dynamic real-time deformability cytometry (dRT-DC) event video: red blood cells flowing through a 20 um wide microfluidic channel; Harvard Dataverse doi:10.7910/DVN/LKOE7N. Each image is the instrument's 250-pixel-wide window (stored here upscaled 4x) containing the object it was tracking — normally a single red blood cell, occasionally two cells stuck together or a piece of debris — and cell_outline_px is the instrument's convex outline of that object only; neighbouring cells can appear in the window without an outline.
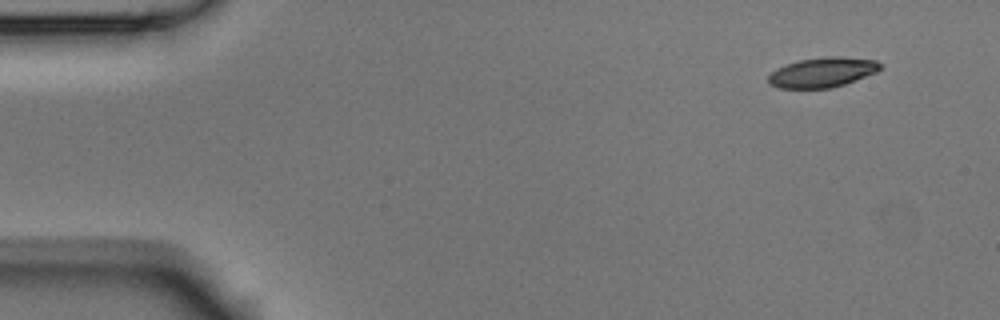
{"species": "Egyptian fruit bat (a non-hibernating species)", "species_latin": "Rousettus aegyptiacus", "temperature_condition": "room temperature", "stored_images_in_passage": 10, "camera_frame_rate_fps": 3000, "um_per_image_px": 0.085, "animal": {"sex": "male"}, "frame": {"image": 1, "passage_image": 1, "time_ms": 0.0, "image_size_px": [1000, 320], "cell_outline_px": [[884, 68], [876, 72], [844, 84], [832, 88], [780, 88], [768, 84], [768, 76], [776, 68], [800, 60], [828, 56], [840, 56], [876, 60], [884, 64]], "centroid_in_image_um": [69.94, 6.14], "position_along_channel_um": 15.1, "area_um2": 19.54}}
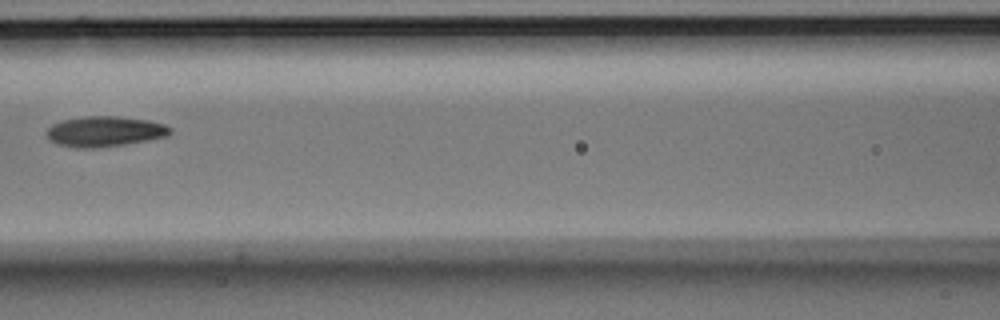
{"frame": {"image": 2, "passage_image": 6, "time_ms": 1.667, "image_size_px": [1000, 320], "cell_outline_px": [[172, 132], [168, 136], [148, 140], [124, 144], [96, 148], [76, 148], [56, 144], [48, 140], [48, 128], [52, 124], [64, 120], [84, 116], [116, 116], [148, 120], [164, 124], [172, 128]], "centroid_in_image_um": [8.91, 11.18], "position_along_channel_um": 157.7, "area_um2": 21.91}}
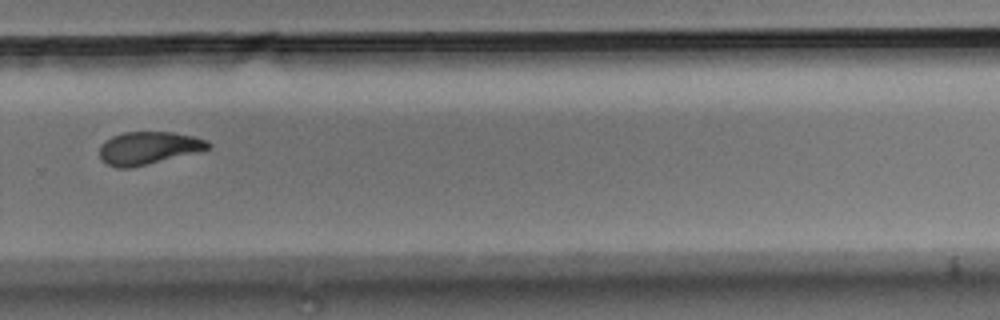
{"frame": {"image": 3, "passage_image": 10, "time_ms": 3.0, "image_size_px": [1000, 320], "cell_outline_px": [[212, 148], [196, 152], [128, 168], [116, 168], [100, 160], [100, 144], [104, 140], [112, 136], [124, 132], [172, 132], [192, 136], [208, 140], [212, 144]], "centroid_in_image_um": [12.59, 12.56], "position_along_channel_um": 317.2, "area_um2": 20.58}}